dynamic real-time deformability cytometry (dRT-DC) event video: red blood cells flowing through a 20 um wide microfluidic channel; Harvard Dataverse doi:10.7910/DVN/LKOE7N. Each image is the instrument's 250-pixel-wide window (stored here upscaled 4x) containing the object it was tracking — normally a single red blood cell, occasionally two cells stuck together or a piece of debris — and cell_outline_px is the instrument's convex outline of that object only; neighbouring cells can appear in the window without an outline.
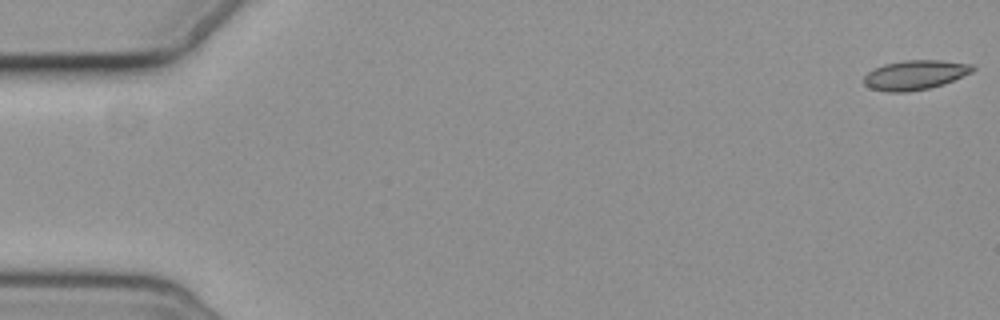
{"species": "common noctule bat (a hibernating species)", "species_latin": "Nyctalus noctula", "temperature_condition": "cold", "stored_images_in_passage": 5, "camera_frame_rate_fps": 3000, "um_per_image_px": 0.085, "animal": {"sex": "female", "body_mass_g": 19.3, "forearm_length_mm": 54.1}, "frame": {"image": 1, "passage_image": 1, "time_ms": 0.0, "image_size_px": [1000, 320], "cell_outline_px": [[976, 68], [972, 72], [944, 84], [928, 88], [908, 92], [888, 92], [872, 88], [864, 84], [864, 76], [868, 72], [884, 64], [904, 60], [940, 60], [972, 64]], "centroid_in_image_um": [77.8, 6.36], "position_along_channel_um": 7.2, "area_um2": 18.61}}
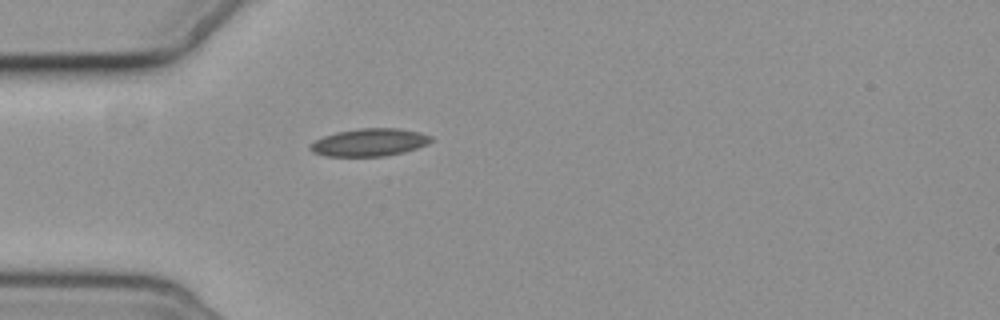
{"frame": {"image": 2, "passage_image": 5, "time_ms": 5.333, "image_size_px": [1000, 320], "cell_outline_px": [[432, 140], [428, 144], [404, 152], [384, 156], [324, 156], [312, 152], [308, 148], [308, 144], [324, 136], [336, 132], [360, 128], [400, 128], [420, 132], [432, 136]], "centroid_in_image_um": [31.39, 12.1], "position_along_channel_um": 53.6, "area_um2": 19.59}}